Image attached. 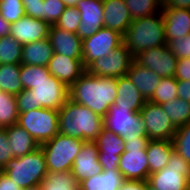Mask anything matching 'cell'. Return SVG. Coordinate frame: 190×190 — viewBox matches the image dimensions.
I'll use <instances>...</instances> for the list:
<instances>
[{
    "label": "cell",
    "instance_id": "6da1fadb",
    "mask_svg": "<svg viewBox=\"0 0 190 190\" xmlns=\"http://www.w3.org/2000/svg\"><path fill=\"white\" fill-rule=\"evenodd\" d=\"M117 96V78L98 77L85 71L70 87L69 99L104 117Z\"/></svg>",
    "mask_w": 190,
    "mask_h": 190
},
{
    "label": "cell",
    "instance_id": "7a4b0ae2",
    "mask_svg": "<svg viewBox=\"0 0 190 190\" xmlns=\"http://www.w3.org/2000/svg\"><path fill=\"white\" fill-rule=\"evenodd\" d=\"M59 132L69 137L93 142L103 130V117L68 99L58 110Z\"/></svg>",
    "mask_w": 190,
    "mask_h": 190
},
{
    "label": "cell",
    "instance_id": "3957f363",
    "mask_svg": "<svg viewBox=\"0 0 190 190\" xmlns=\"http://www.w3.org/2000/svg\"><path fill=\"white\" fill-rule=\"evenodd\" d=\"M15 97L19 113L37 108L59 110L69 99V88L51 75L34 84V88L22 90Z\"/></svg>",
    "mask_w": 190,
    "mask_h": 190
},
{
    "label": "cell",
    "instance_id": "277c9868",
    "mask_svg": "<svg viewBox=\"0 0 190 190\" xmlns=\"http://www.w3.org/2000/svg\"><path fill=\"white\" fill-rule=\"evenodd\" d=\"M123 37L126 47L133 56L143 50L167 45L161 11L151 16L132 20Z\"/></svg>",
    "mask_w": 190,
    "mask_h": 190
},
{
    "label": "cell",
    "instance_id": "5b68a950",
    "mask_svg": "<svg viewBox=\"0 0 190 190\" xmlns=\"http://www.w3.org/2000/svg\"><path fill=\"white\" fill-rule=\"evenodd\" d=\"M2 171L21 189L41 184L48 174L42 148L22 157L11 158Z\"/></svg>",
    "mask_w": 190,
    "mask_h": 190
},
{
    "label": "cell",
    "instance_id": "8992f818",
    "mask_svg": "<svg viewBox=\"0 0 190 190\" xmlns=\"http://www.w3.org/2000/svg\"><path fill=\"white\" fill-rule=\"evenodd\" d=\"M85 142L59 132L51 140L41 144L48 172L71 171L73 162Z\"/></svg>",
    "mask_w": 190,
    "mask_h": 190
},
{
    "label": "cell",
    "instance_id": "52a82bcc",
    "mask_svg": "<svg viewBox=\"0 0 190 190\" xmlns=\"http://www.w3.org/2000/svg\"><path fill=\"white\" fill-rule=\"evenodd\" d=\"M17 124L24 128L41 145L59 133L58 110L37 108L19 113Z\"/></svg>",
    "mask_w": 190,
    "mask_h": 190
},
{
    "label": "cell",
    "instance_id": "ba28073f",
    "mask_svg": "<svg viewBox=\"0 0 190 190\" xmlns=\"http://www.w3.org/2000/svg\"><path fill=\"white\" fill-rule=\"evenodd\" d=\"M147 182L157 190H188L190 188V164L174 150L167 166L150 174Z\"/></svg>",
    "mask_w": 190,
    "mask_h": 190
},
{
    "label": "cell",
    "instance_id": "9c48e42d",
    "mask_svg": "<svg viewBox=\"0 0 190 190\" xmlns=\"http://www.w3.org/2000/svg\"><path fill=\"white\" fill-rule=\"evenodd\" d=\"M149 140L136 138L124 143L125 151L120 155L118 170L125 180L147 181L149 165L146 148Z\"/></svg>",
    "mask_w": 190,
    "mask_h": 190
},
{
    "label": "cell",
    "instance_id": "30bf717a",
    "mask_svg": "<svg viewBox=\"0 0 190 190\" xmlns=\"http://www.w3.org/2000/svg\"><path fill=\"white\" fill-rule=\"evenodd\" d=\"M104 128L123 137L124 143L130 139L148 138L139 112L118 108L112 104L103 117Z\"/></svg>",
    "mask_w": 190,
    "mask_h": 190
},
{
    "label": "cell",
    "instance_id": "8fae6325",
    "mask_svg": "<svg viewBox=\"0 0 190 190\" xmlns=\"http://www.w3.org/2000/svg\"><path fill=\"white\" fill-rule=\"evenodd\" d=\"M124 42L121 33L102 27L92 36L82 40V64L86 69L98 58L108 56L113 49Z\"/></svg>",
    "mask_w": 190,
    "mask_h": 190
},
{
    "label": "cell",
    "instance_id": "7c38bea8",
    "mask_svg": "<svg viewBox=\"0 0 190 190\" xmlns=\"http://www.w3.org/2000/svg\"><path fill=\"white\" fill-rule=\"evenodd\" d=\"M133 61L134 56L123 42L113 49L108 56L106 55L93 61L86 68V71L98 77L118 78L127 74Z\"/></svg>",
    "mask_w": 190,
    "mask_h": 190
},
{
    "label": "cell",
    "instance_id": "4fadbf2b",
    "mask_svg": "<svg viewBox=\"0 0 190 190\" xmlns=\"http://www.w3.org/2000/svg\"><path fill=\"white\" fill-rule=\"evenodd\" d=\"M146 136L150 140H172L177 128L163 110L161 104L146 101L139 111Z\"/></svg>",
    "mask_w": 190,
    "mask_h": 190
},
{
    "label": "cell",
    "instance_id": "5bb4252c",
    "mask_svg": "<svg viewBox=\"0 0 190 190\" xmlns=\"http://www.w3.org/2000/svg\"><path fill=\"white\" fill-rule=\"evenodd\" d=\"M178 58L168 45L143 50L134 56V61L142 67L153 70L161 78L174 77Z\"/></svg>",
    "mask_w": 190,
    "mask_h": 190
},
{
    "label": "cell",
    "instance_id": "9a60e30c",
    "mask_svg": "<svg viewBox=\"0 0 190 190\" xmlns=\"http://www.w3.org/2000/svg\"><path fill=\"white\" fill-rule=\"evenodd\" d=\"M98 148V160L102 170H118L120 155L125 151L123 137L103 127L93 141Z\"/></svg>",
    "mask_w": 190,
    "mask_h": 190
},
{
    "label": "cell",
    "instance_id": "2e32d148",
    "mask_svg": "<svg viewBox=\"0 0 190 190\" xmlns=\"http://www.w3.org/2000/svg\"><path fill=\"white\" fill-rule=\"evenodd\" d=\"M76 8L81 16L77 35L83 40L104 27L102 0H80Z\"/></svg>",
    "mask_w": 190,
    "mask_h": 190
},
{
    "label": "cell",
    "instance_id": "e0dca14e",
    "mask_svg": "<svg viewBox=\"0 0 190 190\" xmlns=\"http://www.w3.org/2000/svg\"><path fill=\"white\" fill-rule=\"evenodd\" d=\"M49 29L50 25L46 21L25 15L11 23L10 36L24 45L48 38Z\"/></svg>",
    "mask_w": 190,
    "mask_h": 190
},
{
    "label": "cell",
    "instance_id": "ac0fdd59",
    "mask_svg": "<svg viewBox=\"0 0 190 190\" xmlns=\"http://www.w3.org/2000/svg\"><path fill=\"white\" fill-rule=\"evenodd\" d=\"M98 153V148L94 142L87 141L83 144L71 168V173L77 183L102 172Z\"/></svg>",
    "mask_w": 190,
    "mask_h": 190
},
{
    "label": "cell",
    "instance_id": "d6986e66",
    "mask_svg": "<svg viewBox=\"0 0 190 190\" xmlns=\"http://www.w3.org/2000/svg\"><path fill=\"white\" fill-rule=\"evenodd\" d=\"M48 71L68 88L86 71L82 58H70L63 54L53 53Z\"/></svg>",
    "mask_w": 190,
    "mask_h": 190
},
{
    "label": "cell",
    "instance_id": "ffe728a7",
    "mask_svg": "<svg viewBox=\"0 0 190 190\" xmlns=\"http://www.w3.org/2000/svg\"><path fill=\"white\" fill-rule=\"evenodd\" d=\"M48 39L54 53L63 54L70 58H82V39L73 32L51 25Z\"/></svg>",
    "mask_w": 190,
    "mask_h": 190
},
{
    "label": "cell",
    "instance_id": "44dd1931",
    "mask_svg": "<svg viewBox=\"0 0 190 190\" xmlns=\"http://www.w3.org/2000/svg\"><path fill=\"white\" fill-rule=\"evenodd\" d=\"M165 38L167 43L174 38L185 37L190 33V10L162 7Z\"/></svg>",
    "mask_w": 190,
    "mask_h": 190
},
{
    "label": "cell",
    "instance_id": "7402d4cb",
    "mask_svg": "<svg viewBox=\"0 0 190 190\" xmlns=\"http://www.w3.org/2000/svg\"><path fill=\"white\" fill-rule=\"evenodd\" d=\"M104 27L125 35L132 18L125 0H102Z\"/></svg>",
    "mask_w": 190,
    "mask_h": 190
},
{
    "label": "cell",
    "instance_id": "603a6c76",
    "mask_svg": "<svg viewBox=\"0 0 190 190\" xmlns=\"http://www.w3.org/2000/svg\"><path fill=\"white\" fill-rule=\"evenodd\" d=\"M146 101L127 75L117 78V96L114 99L116 107L139 112Z\"/></svg>",
    "mask_w": 190,
    "mask_h": 190
},
{
    "label": "cell",
    "instance_id": "cb8c5ba5",
    "mask_svg": "<svg viewBox=\"0 0 190 190\" xmlns=\"http://www.w3.org/2000/svg\"><path fill=\"white\" fill-rule=\"evenodd\" d=\"M126 75L146 100L154 94L161 81V77L156 75L153 70L142 67L135 61L132 62Z\"/></svg>",
    "mask_w": 190,
    "mask_h": 190
},
{
    "label": "cell",
    "instance_id": "d4e9b609",
    "mask_svg": "<svg viewBox=\"0 0 190 190\" xmlns=\"http://www.w3.org/2000/svg\"><path fill=\"white\" fill-rule=\"evenodd\" d=\"M53 47L48 38L22 45L21 64L47 67L52 55Z\"/></svg>",
    "mask_w": 190,
    "mask_h": 190
},
{
    "label": "cell",
    "instance_id": "484cf974",
    "mask_svg": "<svg viewBox=\"0 0 190 190\" xmlns=\"http://www.w3.org/2000/svg\"><path fill=\"white\" fill-rule=\"evenodd\" d=\"M13 157H22L40 147L33 137L17 123L5 127Z\"/></svg>",
    "mask_w": 190,
    "mask_h": 190
},
{
    "label": "cell",
    "instance_id": "4316f807",
    "mask_svg": "<svg viewBox=\"0 0 190 190\" xmlns=\"http://www.w3.org/2000/svg\"><path fill=\"white\" fill-rule=\"evenodd\" d=\"M173 151L172 140H149L146 148L149 175L165 168Z\"/></svg>",
    "mask_w": 190,
    "mask_h": 190
},
{
    "label": "cell",
    "instance_id": "83f0119b",
    "mask_svg": "<svg viewBox=\"0 0 190 190\" xmlns=\"http://www.w3.org/2000/svg\"><path fill=\"white\" fill-rule=\"evenodd\" d=\"M125 181L119 170H102L79 183L80 190H119Z\"/></svg>",
    "mask_w": 190,
    "mask_h": 190
},
{
    "label": "cell",
    "instance_id": "f1b7e54d",
    "mask_svg": "<svg viewBox=\"0 0 190 190\" xmlns=\"http://www.w3.org/2000/svg\"><path fill=\"white\" fill-rule=\"evenodd\" d=\"M21 64L0 65V89L6 93L19 94L23 89L20 80Z\"/></svg>",
    "mask_w": 190,
    "mask_h": 190
},
{
    "label": "cell",
    "instance_id": "f546056e",
    "mask_svg": "<svg viewBox=\"0 0 190 190\" xmlns=\"http://www.w3.org/2000/svg\"><path fill=\"white\" fill-rule=\"evenodd\" d=\"M41 186L43 190H80L71 171L48 172Z\"/></svg>",
    "mask_w": 190,
    "mask_h": 190
},
{
    "label": "cell",
    "instance_id": "4dcf8cb0",
    "mask_svg": "<svg viewBox=\"0 0 190 190\" xmlns=\"http://www.w3.org/2000/svg\"><path fill=\"white\" fill-rule=\"evenodd\" d=\"M161 106L176 128L190 122V105L188 101L177 98L163 103Z\"/></svg>",
    "mask_w": 190,
    "mask_h": 190
},
{
    "label": "cell",
    "instance_id": "1f68e13d",
    "mask_svg": "<svg viewBox=\"0 0 190 190\" xmlns=\"http://www.w3.org/2000/svg\"><path fill=\"white\" fill-rule=\"evenodd\" d=\"M18 108L14 94L0 92V128L14 125L18 122Z\"/></svg>",
    "mask_w": 190,
    "mask_h": 190
},
{
    "label": "cell",
    "instance_id": "d6a6232c",
    "mask_svg": "<svg viewBox=\"0 0 190 190\" xmlns=\"http://www.w3.org/2000/svg\"><path fill=\"white\" fill-rule=\"evenodd\" d=\"M22 45L10 35L0 37V65L21 64Z\"/></svg>",
    "mask_w": 190,
    "mask_h": 190
},
{
    "label": "cell",
    "instance_id": "836d02e7",
    "mask_svg": "<svg viewBox=\"0 0 190 190\" xmlns=\"http://www.w3.org/2000/svg\"><path fill=\"white\" fill-rule=\"evenodd\" d=\"M132 20L151 16L161 11L162 0H125Z\"/></svg>",
    "mask_w": 190,
    "mask_h": 190
},
{
    "label": "cell",
    "instance_id": "e575fe53",
    "mask_svg": "<svg viewBox=\"0 0 190 190\" xmlns=\"http://www.w3.org/2000/svg\"><path fill=\"white\" fill-rule=\"evenodd\" d=\"M50 76L51 74L45 66L21 64L20 80L23 89L30 90L31 88H34V84L45 80L46 78H50Z\"/></svg>",
    "mask_w": 190,
    "mask_h": 190
},
{
    "label": "cell",
    "instance_id": "d590c367",
    "mask_svg": "<svg viewBox=\"0 0 190 190\" xmlns=\"http://www.w3.org/2000/svg\"><path fill=\"white\" fill-rule=\"evenodd\" d=\"M177 79L175 77L161 78L154 94L148 99L156 104H163L178 98Z\"/></svg>",
    "mask_w": 190,
    "mask_h": 190
},
{
    "label": "cell",
    "instance_id": "8d00e7d4",
    "mask_svg": "<svg viewBox=\"0 0 190 190\" xmlns=\"http://www.w3.org/2000/svg\"><path fill=\"white\" fill-rule=\"evenodd\" d=\"M172 142L174 150L190 164V122L177 128Z\"/></svg>",
    "mask_w": 190,
    "mask_h": 190
},
{
    "label": "cell",
    "instance_id": "74e56055",
    "mask_svg": "<svg viewBox=\"0 0 190 190\" xmlns=\"http://www.w3.org/2000/svg\"><path fill=\"white\" fill-rule=\"evenodd\" d=\"M0 15L9 23L18 21L26 15L22 0H1Z\"/></svg>",
    "mask_w": 190,
    "mask_h": 190
},
{
    "label": "cell",
    "instance_id": "f35d334b",
    "mask_svg": "<svg viewBox=\"0 0 190 190\" xmlns=\"http://www.w3.org/2000/svg\"><path fill=\"white\" fill-rule=\"evenodd\" d=\"M66 5L62 0H44L42 5V20L50 26L55 25L65 10Z\"/></svg>",
    "mask_w": 190,
    "mask_h": 190
},
{
    "label": "cell",
    "instance_id": "ab89813d",
    "mask_svg": "<svg viewBox=\"0 0 190 190\" xmlns=\"http://www.w3.org/2000/svg\"><path fill=\"white\" fill-rule=\"evenodd\" d=\"M81 22V16L76 7H66L55 24L58 28L77 34L78 26Z\"/></svg>",
    "mask_w": 190,
    "mask_h": 190
},
{
    "label": "cell",
    "instance_id": "60d3db41",
    "mask_svg": "<svg viewBox=\"0 0 190 190\" xmlns=\"http://www.w3.org/2000/svg\"><path fill=\"white\" fill-rule=\"evenodd\" d=\"M167 45L171 52L178 59L190 58V33L185 37H181L180 39L174 38L170 40Z\"/></svg>",
    "mask_w": 190,
    "mask_h": 190
},
{
    "label": "cell",
    "instance_id": "b9f144b4",
    "mask_svg": "<svg viewBox=\"0 0 190 190\" xmlns=\"http://www.w3.org/2000/svg\"><path fill=\"white\" fill-rule=\"evenodd\" d=\"M11 158H13V154L9 146L6 129L0 128V171Z\"/></svg>",
    "mask_w": 190,
    "mask_h": 190
},
{
    "label": "cell",
    "instance_id": "7bdbcfd3",
    "mask_svg": "<svg viewBox=\"0 0 190 190\" xmlns=\"http://www.w3.org/2000/svg\"><path fill=\"white\" fill-rule=\"evenodd\" d=\"M25 14L35 19L42 20V5L44 0H22Z\"/></svg>",
    "mask_w": 190,
    "mask_h": 190
},
{
    "label": "cell",
    "instance_id": "ee69618b",
    "mask_svg": "<svg viewBox=\"0 0 190 190\" xmlns=\"http://www.w3.org/2000/svg\"><path fill=\"white\" fill-rule=\"evenodd\" d=\"M174 77L182 81L190 80V58H179L177 60Z\"/></svg>",
    "mask_w": 190,
    "mask_h": 190
},
{
    "label": "cell",
    "instance_id": "f6af8a7d",
    "mask_svg": "<svg viewBox=\"0 0 190 190\" xmlns=\"http://www.w3.org/2000/svg\"><path fill=\"white\" fill-rule=\"evenodd\" d=\"M177 90L178 98L184 99L186 101L190 100V80H177Z\"/></svg>",
    "mask_w": 190,
    "mask_h": 190
},
{
    "label": "cell",
    "instance_id": "bcb514c9",
    "mask_svg": "<svg viewBox=\"0 0 190 190\" xmlns=\"http://www.w3.org/2000/svg\"><path fill=\"white\" fill-rule=\"evenodd\" d=\"M0 190H22L3 171H0Z\"/></svg>",
    "mask_w": 190,
    "mask_h": 190
},
{
    "label": "cell",
    "instance_id": "7dc6e473",
    "mask_svg": "<svg viewBox=\"0 0 190 190\" xmlns=\"http://www.w3.org/2000/svg\"><path fill=\"white\" fill-rule=\"evenodd\" d=\"M147 181L125 180L119 190H145Z\"/></svg>",
    "mask_w": 190,
    "mask_h": 190
},
{
    "label": "cell",
    "instance_id": "c3c4849f",
    "mask_svg": "<svg viewBox=\"0 0 190 190\" xmlns=\"http://www.w3.org/2000/svg\"><path fill=\"white\" fill-rule=\"evenodd\" d=\"M10 27L11 23L4 20L3 17L0 15V37L10 35Z\"/></svg>",
    "mask_w": 190,
    "mask_h": 190
},
{
    "label": "cell",
    "instance_id": "681fc988",
    "mask_svg": "<svg viewBox=\"0 0 190 190\" xmlns=\"http://www.w3.org/2000/svg\"><path fill=\"white\" fill-rule=\"evenodd\" d=\"M66 7H76L77 3L80 1V0H62Z\"/></svg>",
    "mask_w": 190,
    "mask_h": 190
},
{
    "label": "cell",
    "instance_id": "f907efd6",
    "mask_svg": "<svg viewBox=\"0 0 190 190\" xmlns=\"http://www.w3.org/2000/svg\"><path fill=\"white\" fill-rule=\"evenodd\" d=\"M22 190H43L41 184L36 185V186H32L26 189H22Z\"/></svg>",
    "mask_w": 190,
    "mask_h": 190
},
{
    "label": "cell",
    "instance_id": "816d5d0a",
    "mask_svg": "<svg viewBox=\"0 0 190 190\" xmlns=\"http://www.w3.org/2000/svg\"><path fill=\"white\" fill-rule=\"evenodd\" d=\"M145 190H157L155 188H153L151 185H149L148 183L145 185Z\"/></svg>",
    "mask_w": 190,
    "mask_h": 190
}]
</instances>
